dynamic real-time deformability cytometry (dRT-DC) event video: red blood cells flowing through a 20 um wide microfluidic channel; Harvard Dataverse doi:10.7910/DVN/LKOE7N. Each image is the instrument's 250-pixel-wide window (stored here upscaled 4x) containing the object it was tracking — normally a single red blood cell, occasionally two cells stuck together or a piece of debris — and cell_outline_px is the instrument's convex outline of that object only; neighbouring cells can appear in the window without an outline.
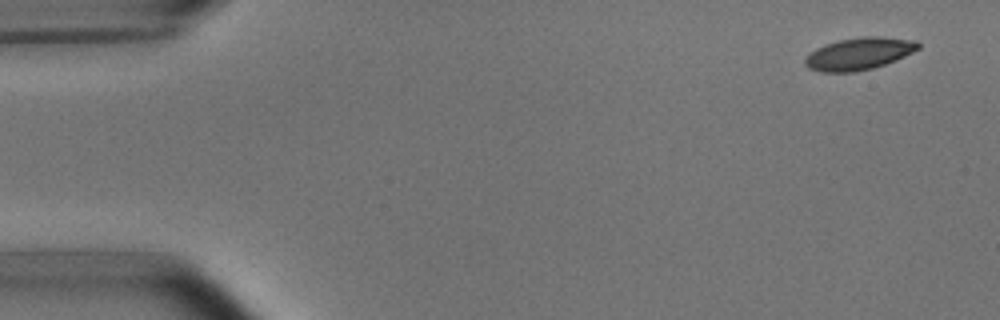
{"species": "common noctule bat (a hibernating species)", "species_latin": "Nyctalus noctula", "temperature_condition": "room temperature", "stored_images_in_passage": 5, "camera_frame_rate_fps": 3000, "um_per_image_px": 0.085, "animal": {"sex": "male", "body_mass_g": 15.6}, "frame": {"image": 1, "passage_image": 1, "time_ms": 0.0, "image_size_px": [1000, 320], "cell_outline_px": [[920, 48], [904, 56], [884, 64], [872, 68], [852, 72], [820, 72], [808, 68], [804, 64], [804, 60], [816, 48], [840, 40], [864, 36], [880, 36], [916, 40], [920, 44]], "centroid_in_image_um": [73.03, 4.56], "position_along_channel_um": 12.0, "area_um2": 20.98}}
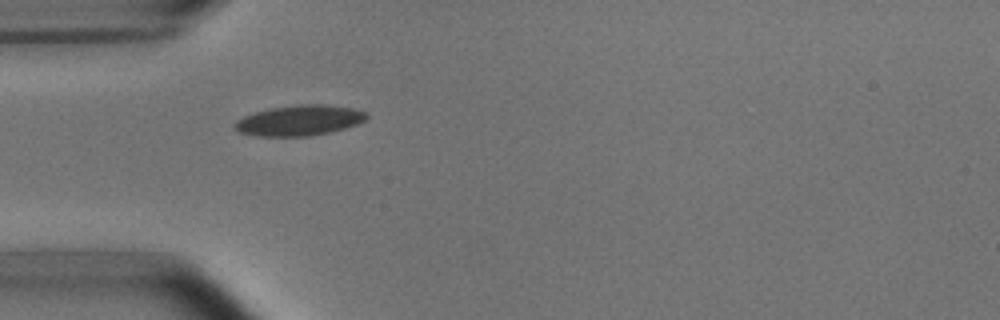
{"frame": {"image": 2, "passage_image": 4, "time_ms": 4.333, "image_size_px": [1000, 320], "cell_outline_px": [[368, 116], [364, 120], [356, 124], [344, 128], [328, 132], [308, 136], [260, 136], [240, 132], [232, 128], [232, 124], [236, 120], [244, 116], [256, 112], [272, 108], [300, 104], [324, 104], [352, 108], [368, 112]], "centroid_in_image_um": [25.43, 10.23], "position_along_channel_um": 59.6, "area_um2": 23.24}}